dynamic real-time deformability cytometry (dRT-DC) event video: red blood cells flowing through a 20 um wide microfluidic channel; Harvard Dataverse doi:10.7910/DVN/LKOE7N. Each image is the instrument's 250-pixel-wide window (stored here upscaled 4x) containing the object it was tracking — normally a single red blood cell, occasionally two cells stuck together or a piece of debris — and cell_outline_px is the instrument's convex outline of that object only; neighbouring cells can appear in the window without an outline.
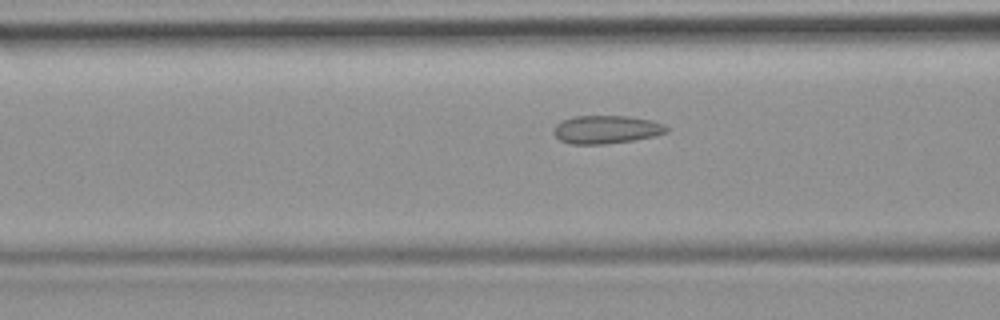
{"species": "common noctule bat (a hibernating species)", "species_latin": "Nyctalus noctula", "temperature_condition": "room temperature", "stored_images_in_passage": 41, "camera_frame_rate_fps": 3000, "um_per_image_px": 0.085, "animal": {"sex": "female", "body_mass_g": 19.9}, "frame": {"image": 1, "passage_image": 12, "time_ms": 3.667, "image_size_px": [1000, 320], "cell_outline_px": [[668, 132], [656, 136], [632, 140], [604, 144], [572, 144], [560, 140], [552, 132], [552, 128], [560, 120], [576, 116], [628, 116], [652, 120], [664, 124], [668, 128]], "centroid_in_image_um": [51.52, 11.0], "position_along_channel_um": 115.1, "area_um2": 18.67}}
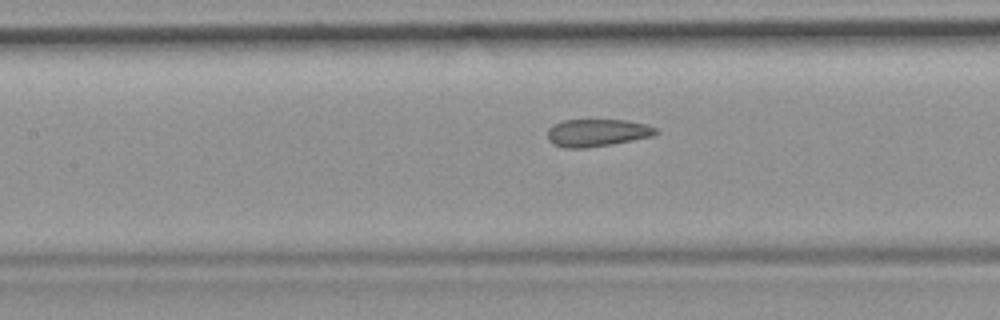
{"frame": {"image": 2, "passage_image": 15, "time_ms": 4.667, "image_size_px": [1000, 320], "cell_outline_px": [[660, 132], [652, 136], [612, 144], [584, 148], [564, 148], [552, 144], [548, 140], [548, 128], [552, 124], [564, 120], [628, 120], [648, 124], [656, 128]], "centroid_in_image_um": [50.75, 11.28], "position_along_channel_um": 156.7, "area_um2": 17.51}}
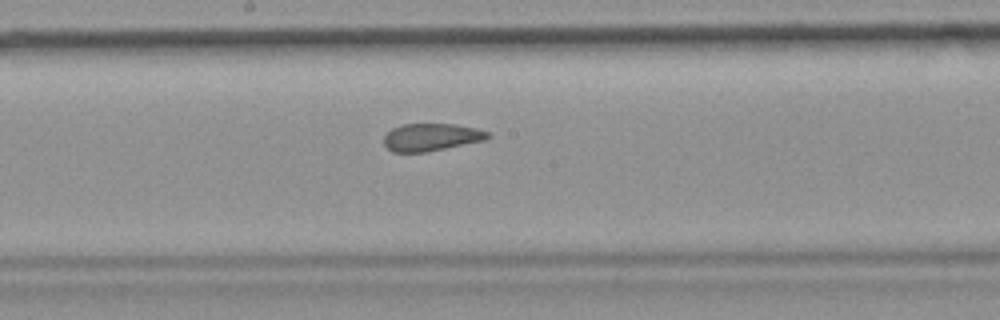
{"frame": {"image": 3, "passage_image": 19, "time_ms": 6.0, "image_size_px": [1000, 320], "cell_outline_px": [[492, 136], [484, 140], [424, 152], [392, 152], [384, 144], [384, 136], [392, 128], [400, 124], [456, 124], [476, 128], [488, 132]], "centroid_in_image_um": [36.64, 11.65], "position_along_channel_um": 211.6, "area_um2": 16.53}}